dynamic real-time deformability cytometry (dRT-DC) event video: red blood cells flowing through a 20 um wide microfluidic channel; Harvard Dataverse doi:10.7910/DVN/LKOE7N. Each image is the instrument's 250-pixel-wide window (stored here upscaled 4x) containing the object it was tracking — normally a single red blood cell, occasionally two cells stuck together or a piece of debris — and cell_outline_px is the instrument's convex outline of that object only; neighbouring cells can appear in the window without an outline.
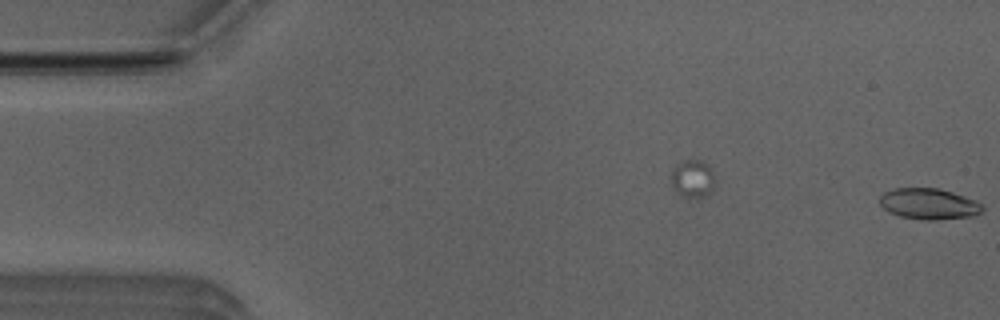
{"species": "Egyptian fruit bat (a non-hibernating species)", "species_latin": "Rousettus aegyptiacus", "temperature_condition": "room temperature", "stored_images_in_passage": 2, "segment_of_instrument_passage": [2, 2], "camera_frame_rate_fps": 3000, "um_per_image_px": 0.085, "animal": {"sex": "male"}, "frame": {"image": 1, "passage_image": 2, "time_ms": 0.333, "image_size_px": [1000, 320], "cell_outline_px": [[984, 212], [976, 216], [936, 220], [924, 220], [900, 216], [888, 212], [880, 204], [880, 196], [884, 192], [892, 188], [936, 188], [952, 192], [976, 200], [984, 208]], "centroid_in_image_um": [78.98, 17.34], "position_along_channel_um": 6.0, "area_um2": 18.73}}